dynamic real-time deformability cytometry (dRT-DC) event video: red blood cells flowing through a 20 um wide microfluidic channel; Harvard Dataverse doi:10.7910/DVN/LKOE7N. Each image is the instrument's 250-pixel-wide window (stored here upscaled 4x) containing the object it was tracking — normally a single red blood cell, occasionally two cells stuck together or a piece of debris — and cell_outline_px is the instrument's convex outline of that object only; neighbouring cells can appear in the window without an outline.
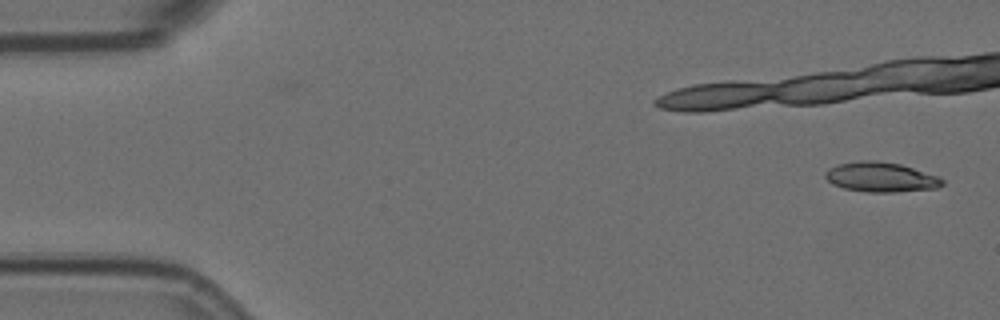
{"species": "Egyptian fruit bat (a non-hibernating species)", "species_latin": "Rousettus aegyptiacus", "temperature_condition": "room temperature", "stored_images_in_passage": 2, "camera_frame_rate_fps": 3000, "um_per_image_px": 0.085, "animal": {"sex": "female"}, "frame": {"image": 1, "passage_image": 2, "time_ms": 0.333, "image_size_px": [1000, 320], "cell_outline_px": [[944, 184], [936, 188], [896, 192], [868, 192], [844, 188], [832, 184], [824, 176], [824, 172], [828, 168], [836, 164], [860, 160], [876, 160], [900, 164], [940, 176], [944, 180]], "centroid_in_image_um": [74.86, 15.04], "position_along_channel_um": 10.1, "area_um2": 20.52}}